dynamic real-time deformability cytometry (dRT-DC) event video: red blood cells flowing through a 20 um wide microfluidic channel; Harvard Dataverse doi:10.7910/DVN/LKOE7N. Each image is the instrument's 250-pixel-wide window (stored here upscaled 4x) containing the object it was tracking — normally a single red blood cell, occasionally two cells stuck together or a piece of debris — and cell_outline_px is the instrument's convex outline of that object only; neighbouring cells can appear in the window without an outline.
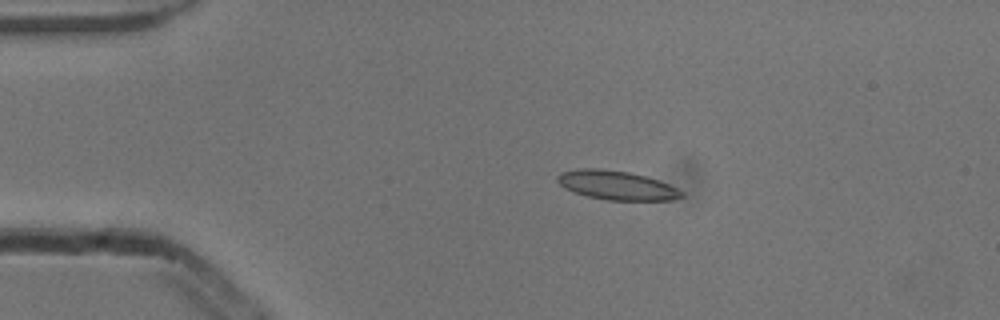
{"species": "common noctule bat (a hibernating species)", "species_latin": "Nyctalus noctula", "temperature_condition": "cold", "stored_images_in_passage": 15, "camera_frame_rate_fps": 3000, "um_per_image_px": 0.085, "animal": {"sex": "male", "body_mass_g": 13.3}, "frame": {"image": 1, "passage_image": 10, "time_ms": 3.0, "image_size_px": [1000, 320], "cell_outline_px": [[684, 196], [672, 200], [608, 200], [588, 196], [572, 192], [564, 188], [556, 180], [556, 176], [560, 172], [580, 168], [600, 168], [628, 172], [644, 176], [668, 184], [684, 192]], "centroid_in_image_um": [52.37, 15.75], "position_along_channel_um": 32.6, "area_um2": 20.98}}